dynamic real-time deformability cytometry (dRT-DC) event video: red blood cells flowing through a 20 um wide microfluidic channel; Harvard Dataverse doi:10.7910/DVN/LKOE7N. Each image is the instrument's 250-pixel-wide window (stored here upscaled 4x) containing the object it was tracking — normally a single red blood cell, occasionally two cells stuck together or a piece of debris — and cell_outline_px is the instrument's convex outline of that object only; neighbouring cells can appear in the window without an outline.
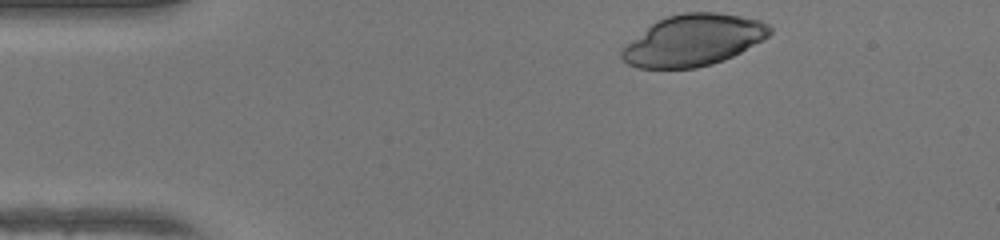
{"species": "human", "species_latin": "Homo sapiens", "temperature_condition": "warm", "stored_images_in_passage": 34, "camera_frame_rate_fps": 3000, "um_per_image_px": 0.085, "donor": {"sex": "female"}, "frame": {"image": 1, "passage_image": 1, "time_ms": 0.0, "image_size_px": [1000, 240], "cell_outline_px": [[772, 32], [764, 40], [724, 60], [712, 64], [696, 68], [640, 68], [628, 64], [620, 56], [620, 48], [652, 24], [668, 16], [684, 12], [716, 12], [740, 16], [760, 20], [768, 24], [772, 28]], "centroid_in_image_um": [58.94, 3.43], "position_along_channel_um": 26.1, "area_um2": 44.16}}
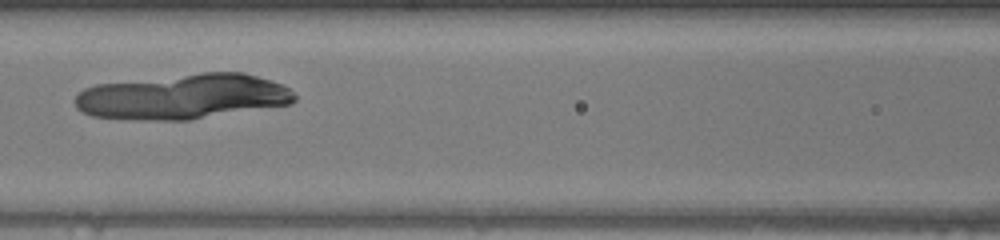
{"frame": {"image": 2, "passage_image": 15, "time_ms": 4.667, "image_size_px": [1000, 240], "cell_outline_px": [[296, 100], [292, 104], [192, 120], [136, 120], [92, 116], [80, 112], [76, 108], [72, 100], [76, 92], [84, 88], [96, 84], [200, 72], [244, 72], [272, 80], [288, 88], [296, 96]], "centroid_in_image_um": [15.51, 8.22], "position_along_channel_um": 151.1, "area_um2": 58.67}}
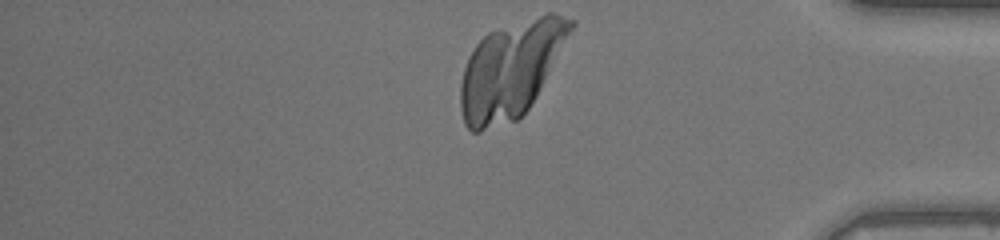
{"frame": {"image": 3, "passage_image": 34, "time_ms": 11.0, "image_size_px": [1000, 240], "cell_outline_px": [[576, 24], [536, 96], [528, 108], [516, 120], [480, 132], [472, 132], [464, 124], [460, 108], [460, 84], [464, 68], [468, 56], [476, 44], [488, 32], [548, 12], [552, 12], [576, 20]], "centroid_in_image_um": [43.39, 5.91], "position_along_channel_um": 391.8, "area_um2": 61.44}}